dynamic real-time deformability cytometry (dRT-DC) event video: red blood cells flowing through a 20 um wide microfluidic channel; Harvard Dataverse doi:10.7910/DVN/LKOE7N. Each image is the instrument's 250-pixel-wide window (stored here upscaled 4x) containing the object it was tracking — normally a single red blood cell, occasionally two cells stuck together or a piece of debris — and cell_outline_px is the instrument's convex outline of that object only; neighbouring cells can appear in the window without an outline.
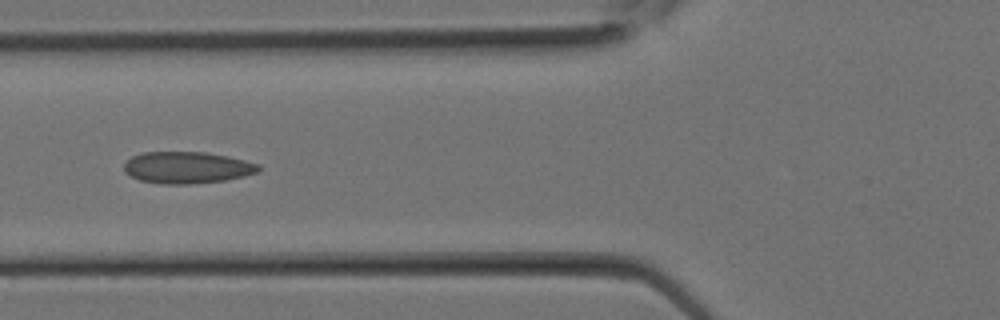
{"species": "Egyptian fruit bat (a non-hibernating species)", "species_latin": "Rousettus aegyptiacus", "temperature_condition": "room temperature", "stored_images_in_passage": 11, "camera_frame_rate_fps": 3000, "um_per_image_px": 0.085, "animal": {"sex": "female"}, "frame": {"image": 1, "passage_image": 10, "time_ms": 3.0, "image_size_px": [1000, 320], "cell_outline_px": [[260, 168], [256, 172], [244, 176], [224, 180], [188, 184], [160, 184], [140, 180], [124, 172], [124, 164], [132, 156], [140, 152], [204, 152], [228, 156], [260, 164]], "centroid_in_image_um": [15.88, 14.23], "position_along_channel_um": 109.9, "area_um2": 24.8}}